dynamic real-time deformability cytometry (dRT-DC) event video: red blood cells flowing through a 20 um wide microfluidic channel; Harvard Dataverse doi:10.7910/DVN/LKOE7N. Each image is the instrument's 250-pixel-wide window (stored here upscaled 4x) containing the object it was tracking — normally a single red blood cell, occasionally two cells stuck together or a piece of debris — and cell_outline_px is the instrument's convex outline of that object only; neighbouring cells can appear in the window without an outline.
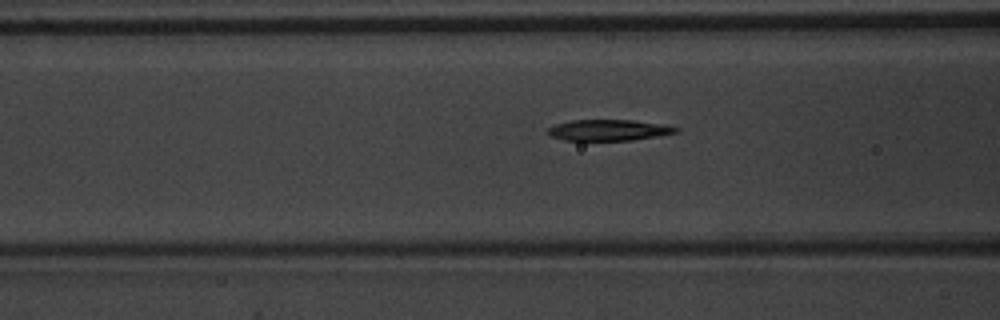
{"species": "common noctule bat (a hibernating species)", "species_latin": "Nyctalus noctula", "temperature_condition": "warm", "stored_images_in_passage": 40, "camera_frame_rate_fps": 3000, "um_per_image_px": 0.085, "animal": {"sex": "male", "body_mass_g": 20.1, "forearm_length_mm": 53.5}, "frame": {"image": 1, "passage_image": 11, "time_ms": 3.333, "image_size_px": [1000, 320], "cell_outline_px": [[680, 132], [632, 140], [564, 140], [552, 136], [544, 132], [548, 128], [556, 124], [572, 120], [632, 120], [664, 124], [680, 128]], "centroid_in_image_um": [51.75, 11.05], "position_along_channel_um": 114.8, "area_um2": 15.72}}
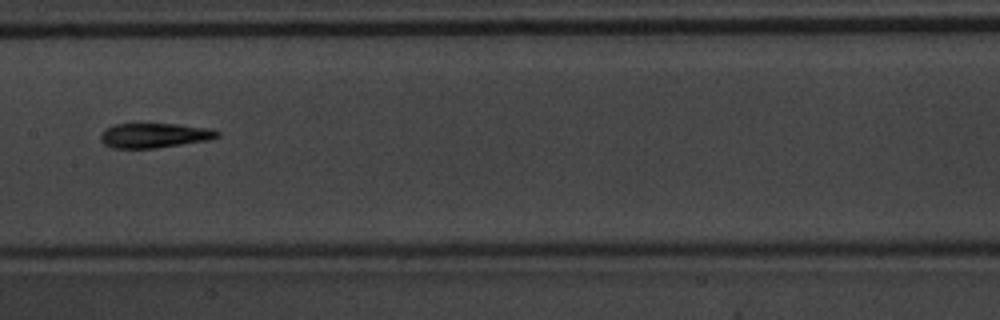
{"frame": {"image": 2, "passage_image": 17, "time_ms": 5.333, "image_size_px": [1000, 320], "cell_outline_px": [[220, 136], [208, 140], [156, 148], [112, 148], [104, 144], [100, 140], [100, 136], [108, 128], [116, 124], [176, 124], [212, 128], [220, 132]], "centroid_in_image_um": [13.17, 11.51], "position_along_channel_um": 194.2, "area_um2": 16.7}}
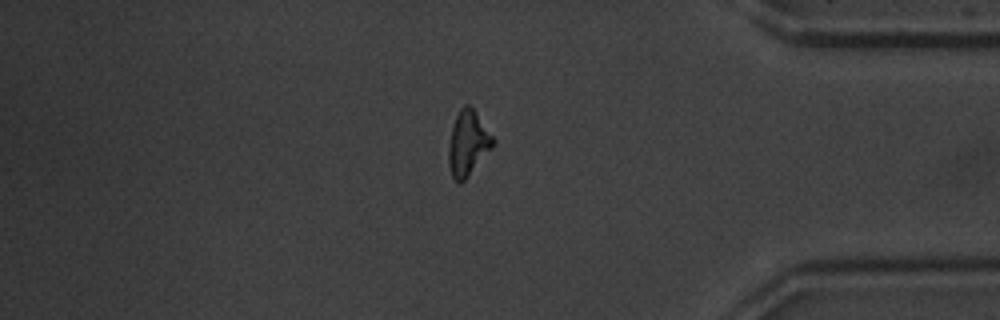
{"frame": {"image": 3, "passage_image": 34, "time_ms": 11.0, "image_size_px": [1000, 320], "cell_outline_px": [[496, 140], [492, 148], [468, 176], [460, 184], [452, 176], [448, 164], [448, 144], [452, 124], [460, 108], [464, 104], [468, 104], [472, 108]], "centroid_in_image_um": [39.75, 12.17], "position_along_channel_um": 395.4, "area_um2": 16.76}}